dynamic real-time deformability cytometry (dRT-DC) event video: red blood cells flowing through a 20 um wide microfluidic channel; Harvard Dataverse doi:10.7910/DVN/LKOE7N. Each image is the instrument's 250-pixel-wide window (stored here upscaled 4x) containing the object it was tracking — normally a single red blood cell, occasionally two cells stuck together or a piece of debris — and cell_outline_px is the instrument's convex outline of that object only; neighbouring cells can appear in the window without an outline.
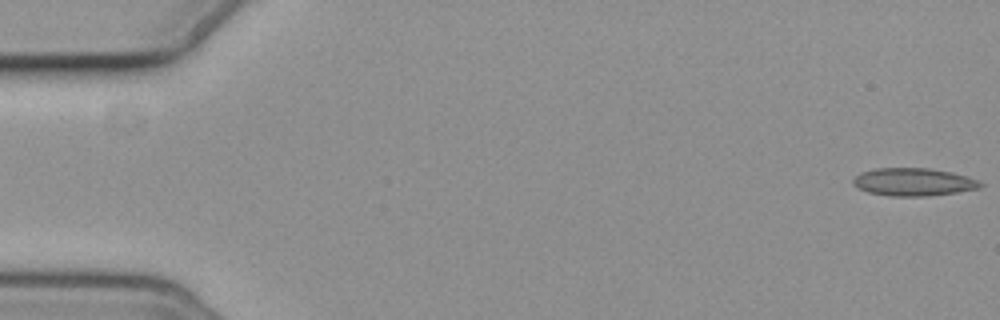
{"species": "common noctule bat (a hibernating species)", "species_latin": "Nyctalus noctula", "temperature_condition": "cold", "stored_images_in_passage": 4, "camera_frame_rate_fps": 3000, "um_per_image_px": 0.085, "animal": {"sex": "female", "body_mass_g": 19.3, "forearm_length_mm": 54.1}, "frame": {"image": 1, "passage_image": 1, "time_ms": 0.0, "image_size_px": [1000, 320], "cell_outline_px": [[984, 184], [980, 188], [956, 192], [928, 196], [892, 196], [868, 192], [852, 184], [852, 180], [860, 172], [876, 168], [928, 168], [952, 172], [968, 176], [980, 180]], "centroid_in_image_um": [77.67, 15.46], "position_along_channel_um": 7.3, "area_um2": 20.69}}